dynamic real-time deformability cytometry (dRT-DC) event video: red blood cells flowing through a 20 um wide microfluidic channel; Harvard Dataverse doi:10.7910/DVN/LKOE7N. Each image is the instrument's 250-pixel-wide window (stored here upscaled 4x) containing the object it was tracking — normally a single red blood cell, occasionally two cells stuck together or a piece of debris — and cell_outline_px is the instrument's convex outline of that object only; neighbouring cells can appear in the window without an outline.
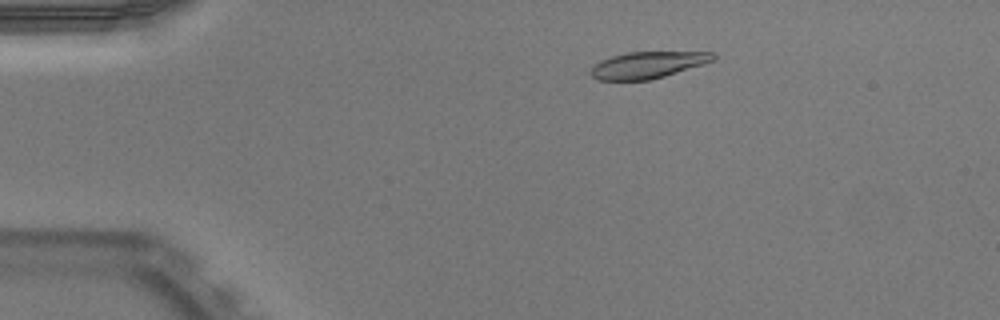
{"species": "Egyptian fruit bat (a non-hibernating species)", "species_latin": "Rousettus aegyptiacus", "temperature_condition": "warm", "stored_images_in_passage": 49, "camera_frame_rate_fps": 3000, "um_per_image_px": 0.085, "animal": {"sex": "male"}, "frame": {"image": 1, "passage_image": 7, "time_ms": 2.0, "image_size_px": [1000, 320], "cell_outline_px": [[716, 60], [704, 64], [664, 76], [648, 80], [596, 80], [592, 76], [592, 68], [600, 60], [624, 52], [716, 52]], "centroid_in_image_um": [55.09, 5.51], "position_along_channel_um": 29.9, "area_um2": 18.96}}
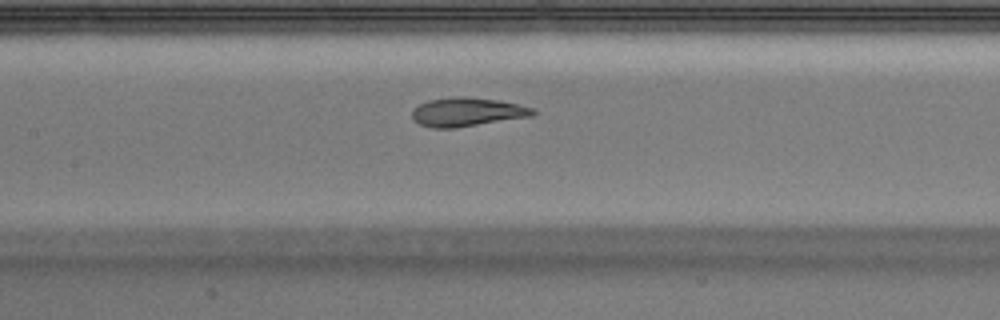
{"frame": {"image": 2, "passage_image": 22, "time_ms": 7.0, "image_size_px": [1000, 320], "cell_outline_px": [[536, 112], [532, 116], [456, 128], [432, 128], [420, 124], [412, 120], [412, 108], [428, 100], [460, 96], [464, 96], [500, 100], [536, 108]], "centroid_in_image_um": [39.71, 9.52], "position_along_channel_um": 167.7, "area_um2": 20.46}}
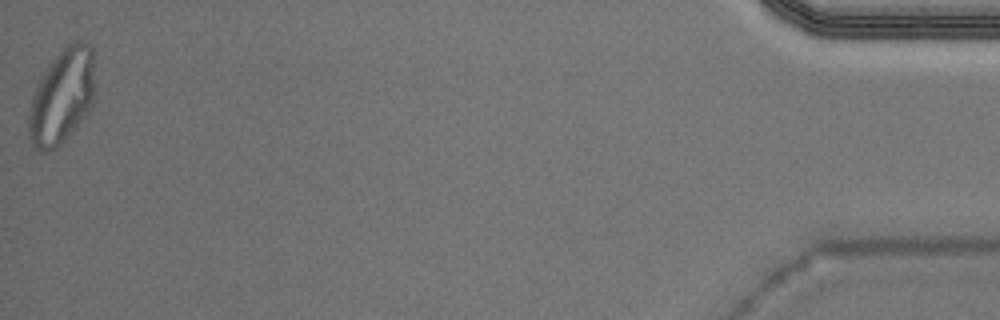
{"frame": {"image": 3, "passage_image": 49, "time_ms": 16.0, "image_size_px": [1000, 320], "cell_outline_px": [[96, 100], [92, 108], [76, 128], [52, 152], [40, 152], [32, 144], [28, 136], [28, 112], [32, 96], [36, 84], [52, 60], [68, 44], [76, 40], [84, 40], [92, 48], [96, 92]], "centroid_in_image_um": [5.29, 8.23], "position_along_channel_um": 429.9, "area_um2": 37.45}, "authors_computed_cell_mechanics": {"area_um2": 20.519, "velocity_mm_per_s": 3.9343, "shape_relaxation_time_tau1_ms": 6.8068, "shape_relaxation_time_tau2_ms": 1.2579, "deformation_change_tau1": 0.2626, "deformation_change_tau2": 0.0878}}